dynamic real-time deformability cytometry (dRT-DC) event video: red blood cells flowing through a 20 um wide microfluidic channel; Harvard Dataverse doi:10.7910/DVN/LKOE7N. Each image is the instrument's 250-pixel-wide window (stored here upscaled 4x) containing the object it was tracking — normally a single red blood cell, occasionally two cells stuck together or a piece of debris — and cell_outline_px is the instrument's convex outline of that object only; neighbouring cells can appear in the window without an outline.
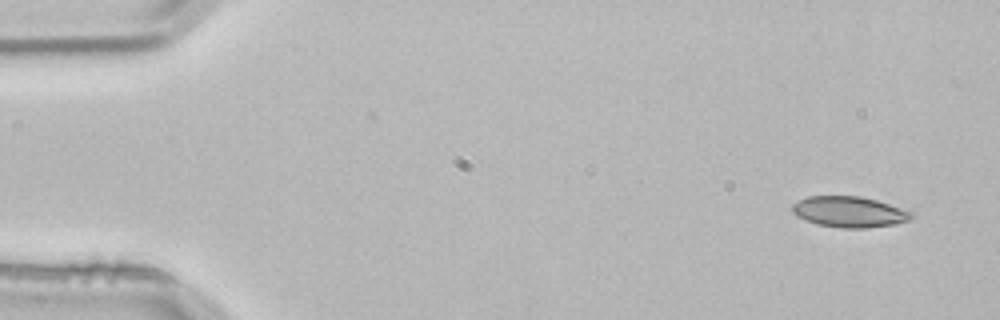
{"species": "common noctule bat (a hibernating species)", "species_latin": "Nyctalus noctula", "temperature_condition": "room temperature", "stored_images_in_passage": 4, "segment_of_instrument_passage": [1, 2], "camera_frame_rate_fps": 3000, "um_per_image_px": 0.085, "animal": {"sex": "male", "body_mass_g": 21.5, "forearm_length_mm": 52.0}, "frame": {"image": 1, "passage_image": 1, "time_ms": 0.0, "image_size_px": [1000, 320], "cell_outline_px": [[912, 216], [908, 220], [896, 224], [864, 228], [840, 228], [816, 224], [796, 216], [792, 212], [792, 204], [808, 196], [860, 196], [876, 200], [912, 212]], "centroid_in_image_um": [72.15, 18.01], "position_along_channel_um": 12.9, "area_um2": 21.27}}
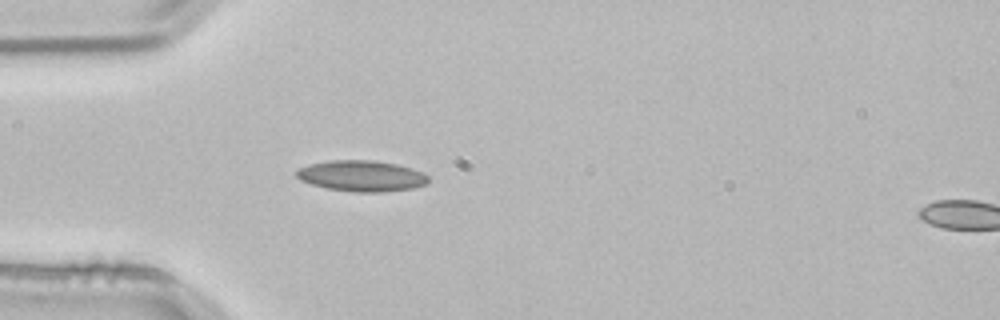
{"frame": {"image": 2, "passage_image": 3, "time_ms": 0.667, "image_size_px": [1000, 320], "cell_outline_px": [[428, 184], [412, 188], [384, 192], [356, 192], [328, 188], [312, 184], [300, 180], [296, 176], [296, 168], [308, 164], [328, 160], [372, 160], [396, 164], [412, 168], [428, 176]], "centroid_in_image_um": [30.71, 14.94], "position_along_channel_um": 54.3, "area_um2": 23.81}}